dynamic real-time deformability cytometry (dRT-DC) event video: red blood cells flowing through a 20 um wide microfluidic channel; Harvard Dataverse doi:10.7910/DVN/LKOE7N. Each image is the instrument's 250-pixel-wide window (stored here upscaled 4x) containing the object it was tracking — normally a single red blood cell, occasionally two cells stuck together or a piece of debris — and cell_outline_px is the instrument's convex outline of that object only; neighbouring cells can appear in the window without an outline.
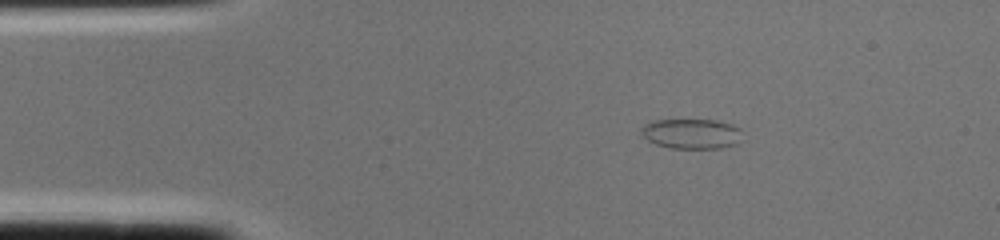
{"species": "common noctule bat (a hibernating species)", "species_latin": "Nyctalus noctula", "temperature_condition": "cold", "stored_images_in_passage": 1, "camera_frame_rate_fps": 3000, "um_per_image_px": 0.085, "animal": {"sex": "female", "body_mass_g": 22.0, "forearm_length_mm": 56.7}, "frame": {"image": 1, "passage_image": 1, "time_ms": 0.0, "image_size_px": [1000, 240], "cell_outline_px": [[740, 140], [736, 144], [720, 148], [668, 148], [656, 144], [648, 140], [640, 132], [640, 128], [644, 124], [652, 120], [716, 120], [732, 124], [740, 128]], "centroid_in_image_um": [58.75, 11.36], "position_along_channel_um": 26.2, "area_um2": 17.74}}